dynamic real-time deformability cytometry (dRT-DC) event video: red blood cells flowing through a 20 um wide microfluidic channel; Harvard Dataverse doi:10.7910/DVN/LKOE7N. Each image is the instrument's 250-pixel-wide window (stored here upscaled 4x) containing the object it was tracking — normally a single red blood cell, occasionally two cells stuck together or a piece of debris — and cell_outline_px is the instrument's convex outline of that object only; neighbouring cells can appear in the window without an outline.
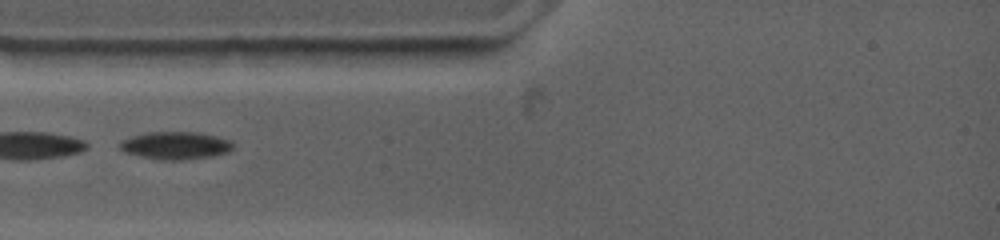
{"species": "common noctule bat (a hibernating species)", "species_latin": "Nyctalus noctula", "temperature_condition": "warm", "stored_images_in_passage": 5, "camera_frame_rate_fps": 4500, "um_per_image_px": 0.085, "animal": {"sex": "female", "body_mass_g": 19.0, "forearm_length_mm": 53.3}, "frame": {"image": 1, "passage_image": 1, "time_ms": 0.0, "image_size_px": [1000, 240], "cell_outline_px": [[232, 148], [228, 152], [212, 156], [180, 160], [172, 160], [144, 156], [128, 152], [120, 148], [120, 140], [132, 136], [148, 132], [196, 132], [216, 136], [232, 140]], "centroid_in_image_um": [14.96, 12.34], "position_along_channel_um": 70.0, "area_um2": 17.8}}
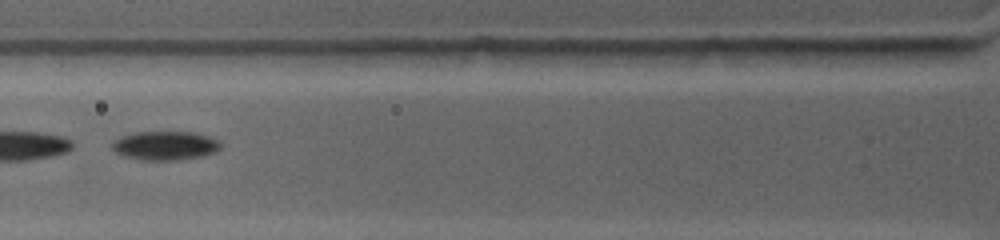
{"frame": {"image": 2, "passage_image": 2, "time_ms": 1.111, "image_size_px": [1000, 240], "cell_outline_px": [[220, 148], [212, 152], [200, 156], [172, 160], [144, 160], [128, 156], [116, 152], [112, 148], [112, 140], [120, 136], [136, 132], [196, 132], [220, 140]], "centroid_in_image_um": [14.02, 12.35], "position_along_channel_um": 111.8, "area_um2": 18.03}}
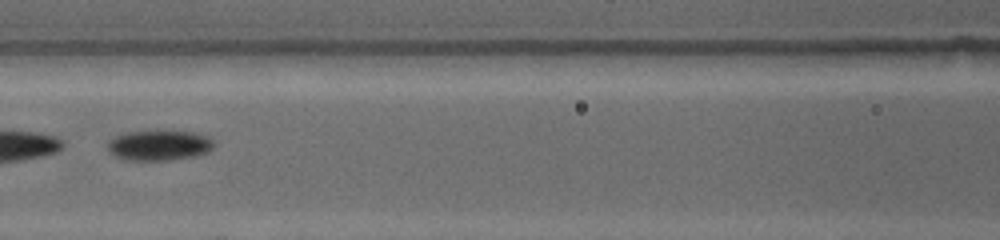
{"frame": {"image": 3, "passage_image": 4, "time_ms": 2.222, "image_size_px": [1000, 240], "cell_outline_px": [[216, 144], [208, 152], [196, 156], [164, 160], [128, 160], [116, 156], [108, 152], [108, 140], [124, 132], [160, 128], [196, 132], [208, 136]], "centroid_in_image_um": [13.54, 12.29], "position_along_channel_um": 153.1, "area_um2": 19.59}}